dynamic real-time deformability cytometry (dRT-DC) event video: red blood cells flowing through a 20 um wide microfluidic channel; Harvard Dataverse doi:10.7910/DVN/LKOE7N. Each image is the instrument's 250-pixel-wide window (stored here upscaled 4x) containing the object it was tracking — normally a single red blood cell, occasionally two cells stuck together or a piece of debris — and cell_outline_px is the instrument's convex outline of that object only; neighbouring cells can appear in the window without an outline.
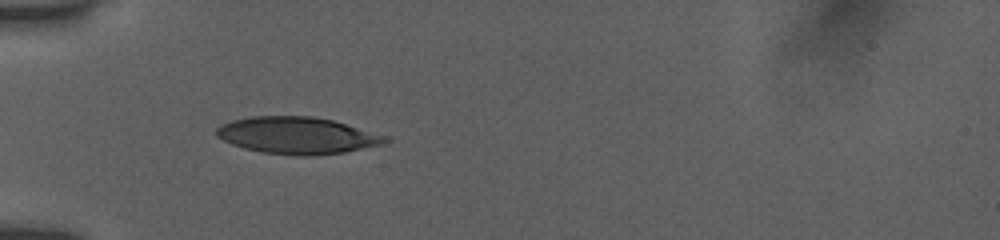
{"species": "human", "species_latin": "Homo sapiens", "temperature_condition": "room temperature", "stored_images_in_passage": 33, "camera_frame_rate_fps": 3000, "um_per_image_px": 0.085, "donor": {"sex": "female"}, "frame": {"image": 1, "passage_image": 1, "time_ms": 0.0, "image_size_px": [1000, 240], "cell_outline_px": [[388, 140], [384, 144], [344, 152], [316, 156], [300, 156], [260, 152], [244, 148], [232, 144], [216, 136], [216, 128], [220, 124], [232, 120], [252, 116], [312, 116], [332, 120], [388, 136]], "centroid_in_image_um": [25.25, 11.52], "position_along_channel_um": 59.8, "area_um2": 36.36}}
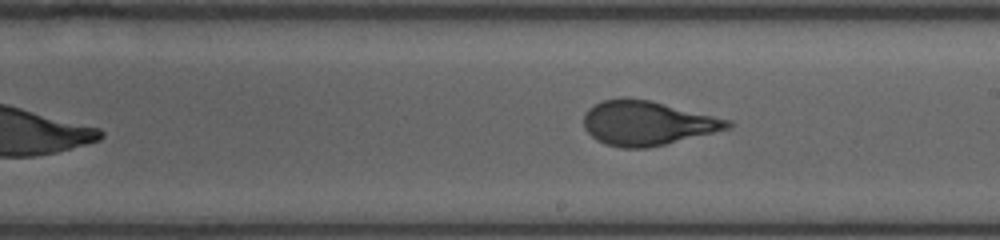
{"frame": {"image": 2, "passage_image": 15, "time_ms": 4.667, "image_size_px": [1000, 240], "cell_outline_px": [[736, 124], [728, 128], [664, 144], [644, 148], [620, 148], [604, 144], [596, 140], [584, 128], [584, 112], [588, 108], [604, 100], [620, 96], [628, 96], [648, 100], [732, 120]], "centroid_in_image_um": [54.96, 10.45], "position_along_channel_um": 234.0, "area_um2": 37.11}}
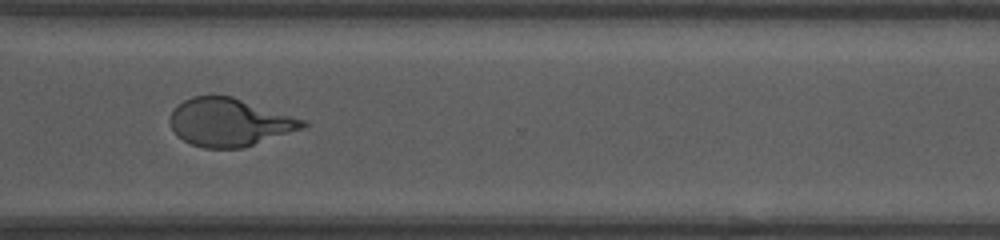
{"frame": {"image": 3, "passage_image": 24, "time_ms": 7.667, "image_size_px": [1000, 240], "cell_outline_px": [[308, 124], [304, 128], [244, 148], [204, 148], [192, 144], [176, 136], [168, 120], [176, 104], [192, 96], [232, 96], [308, 120]], "centroid_in_image_um": [19.52, 10.39], "position_along_channel_um": 351.1, "area_um2": 37.4}, "authors_computed_cell_mechanics": {"area_um2": 37.3388, "velocity_mm_per_s": 3.9109, "shape_relaxation_time_tau1_ms": 3.3156, "shape_relaxation_time_tau2_ms": null, "deformation_change_tau1": 0.1716, "deformation_change_tau2": null}}